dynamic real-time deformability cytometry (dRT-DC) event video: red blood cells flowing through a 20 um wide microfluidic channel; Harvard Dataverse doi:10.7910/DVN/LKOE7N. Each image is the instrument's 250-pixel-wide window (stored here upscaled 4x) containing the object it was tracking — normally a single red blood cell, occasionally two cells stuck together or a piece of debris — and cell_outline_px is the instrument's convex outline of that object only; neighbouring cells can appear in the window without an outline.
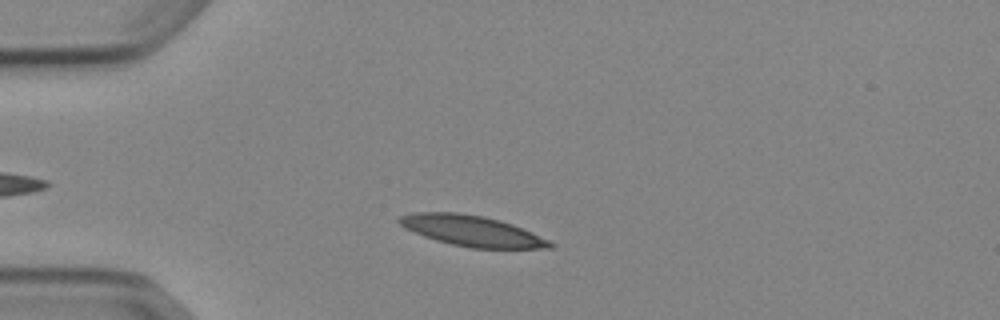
{"species": "Egyptian fruit bat (a non-hibernating species)", "species_latin": "Rousettus aegyptiacus", "temperature_condition": "cold", "stored_images_in_passage": 47, "camera_frame_rate_fps": 3000, "um_per_image_px": 0.085, "animal": {"sex": "female"}, "frame": {"image": 1, "passage_image": 8, "time_ms": 2.333, "image_size_px": [1000, 320], "cell_outline_px": [[556, 244], [552, 248], [472, 248], [452, 244], [436, 240], [424, 236], [404, 228], [396, 220], [400, 216], [416, 212], [456, 212], [484, 216], [500, 220], [512, 224], [548, 240]], "centroid_in_image_um": [40.08, 19.62], "position_along_channel_um": 44.9, "area_um2": 26.7}}
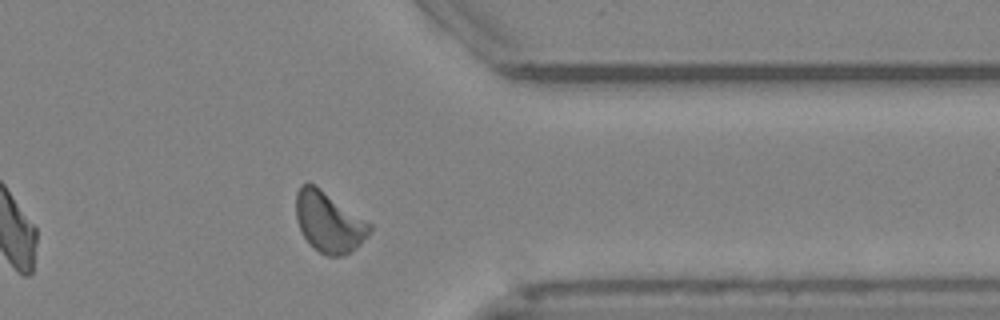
{"frame": {"image": 2, "passage_image": 37, "time_ms": 12.0, "image_size_px": [1000, 320], "cell_outline_px": [[372, 228], [368, 236], [352, 252], [344, 256], [328, 256], [320, 252], [304, 236], [296, 220], [296, 192], [300, 184], [312, 184], [320, 188], [372, 224]], "centroid_in_image_um": [27.97, 18.88], "position_along_channel_um": 383.4, "area_um2": 25.72}}
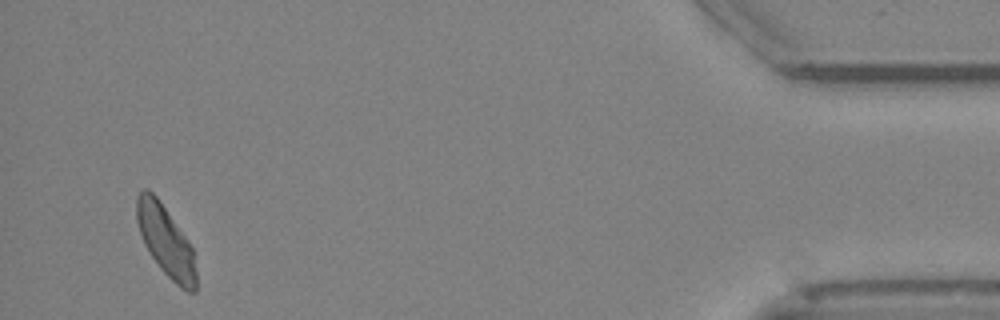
{"frame": {"image": 3, "passage_image": 45, "time_ms": 14.667, "image_size_px": [1000, 320], "cell_outline_px": [[196, 292], [188, 292], [180, 288], [160, 268], [144, 244], [136, 220], [136, 196], [144, 188], [152, 192], [156, 196], [188, 240], [192, 248], [196, 272]], "centroid_in_image_um": [14.08, 20.49], "position_along_channel_um": 421.1, "area_um2": 24.16}, "authors_computed_cell_mechanics": {"area_um2": 25.721, "velocity_mm_per_s": 3.8397, "shape_relaxation_time_tau1_ms": 5.1235, "shape_relaxation_time_tau2_ms": 6.0725, "deformation_change_tau1": 0.1434, "deformation_change_tau2": 0.1265}}